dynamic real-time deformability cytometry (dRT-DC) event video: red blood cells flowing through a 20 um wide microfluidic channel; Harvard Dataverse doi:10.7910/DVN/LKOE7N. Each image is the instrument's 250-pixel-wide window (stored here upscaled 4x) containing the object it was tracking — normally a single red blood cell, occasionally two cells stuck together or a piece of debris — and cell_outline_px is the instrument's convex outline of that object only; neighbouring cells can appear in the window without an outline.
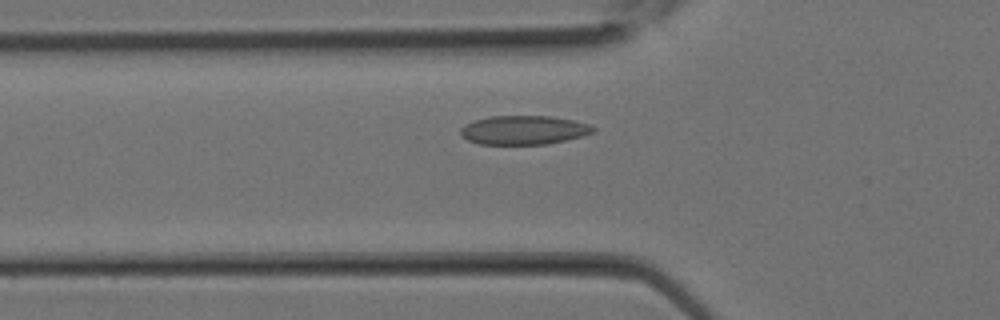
{"species": "Egyptian fruit bat (a non-hibernating species)", "species_latin": "Rousettus aegyptiacus", "temperature_condition": "room temperature", "stored_images_in_passage": 12, "camera_frame_rate_fps": 3000, "um_per_image_px": 0.085, "animal": {"sex": "female"}, "frame": {"image": 1, "passage_image": 4, "time_ms": 1.0, "image_size_px": [1000, 320], "cell_outline_px": [[596, 132], [584, 136], [548, 144], [480, 144], [468, 140], [460, 136], [460, 128], [476, 120], [488, 116], [552, 116], [572, 120], [588, 124], [596, 128]], "centroid_in_image_um": [44.55, 11.06], "position_along_channel_um": 81.3, "area_um2": 22.43}}
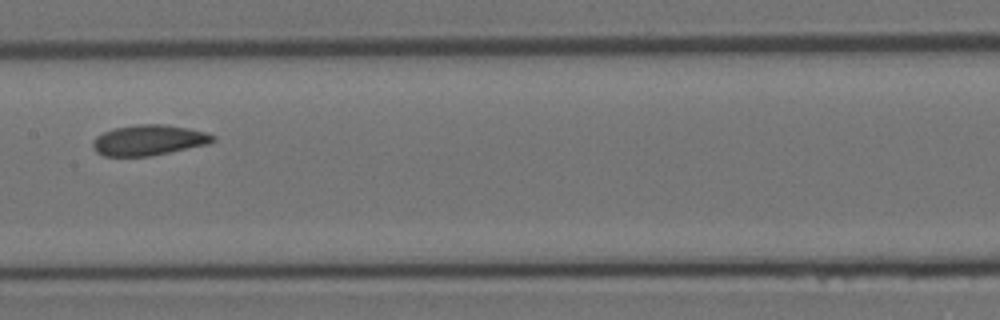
{"frame": {"image": 2, "passage_image": 9, "time_ms": 2.667, "image_size_px": [1000, 320], "cell_outline_px": [[216, 140], [208, 144], [148, 156], [104, 156], [96, 152], [92, 144], [92, 140], [96, 136], [104, 132], [116, 128], [136, 124], [164, 124], [204, 132], [216, 136]], "centroid_in_image_um": [12.61, 11.91], "position_along_channel_um": 194.8, "area_um2": 21.1}}
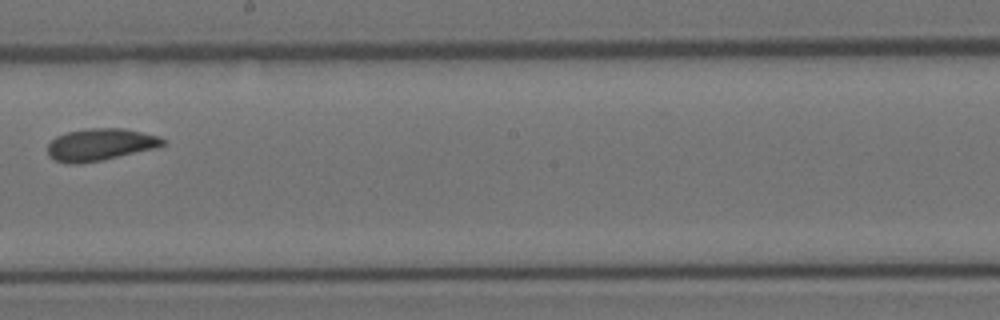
{"frame": {"image": 3, "passage_image": 11, "time_ms": 3.333, "image_size_px": [1000, 320], "cell_outline_px": [[164, 144], [156, 148], [100, 160], [80, 164], [72, 164], [56, 160], [48, 152], [48, 144], [56, 136], [68, 132], [88, 128], [124, 128], [160, 136], [164, 140]], "centroid_in_image_um": [8.54, 12.27], "position_along_channel_um": 239.7, "area_um2": 21.27}}